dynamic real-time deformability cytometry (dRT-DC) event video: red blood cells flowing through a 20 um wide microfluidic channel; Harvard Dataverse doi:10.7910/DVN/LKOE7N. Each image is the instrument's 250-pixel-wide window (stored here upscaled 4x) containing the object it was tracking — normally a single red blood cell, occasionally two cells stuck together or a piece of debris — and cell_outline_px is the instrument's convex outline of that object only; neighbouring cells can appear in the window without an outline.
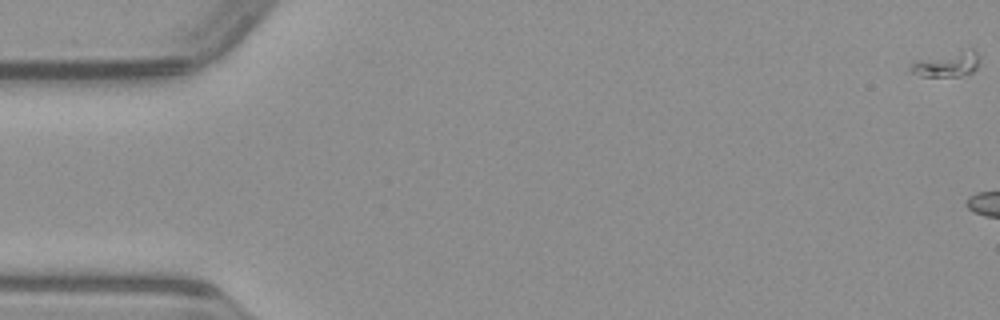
{"species": "common noctule bat (a hibernating species)", "species_latin": "Nyctalus noctula", "temperature_condition": "warm", "stored_images_in_passage": 5, "camera_frame_rate_fps": 3000, "um_per_image_px": 0.085, "animal": {"sex": "male", "body_mass_g": 23.1, "forearm_length_mm": 52.7}, "frame": {"image": 1, "passage_image": 1, "time_ms": 0.0, "image_size_px": [1000, 320], "cell_outline_px": [[980, 60], [976, 68], [972, 72], [960, 76], [920, 76], [908, 72], [908, 64], [916, 60], [972, 48], [980, 56]], "centroid_in_image_um": [80.45, 5.47], "position_along_channel_um": 4.5, "area_um2": 10.23}}